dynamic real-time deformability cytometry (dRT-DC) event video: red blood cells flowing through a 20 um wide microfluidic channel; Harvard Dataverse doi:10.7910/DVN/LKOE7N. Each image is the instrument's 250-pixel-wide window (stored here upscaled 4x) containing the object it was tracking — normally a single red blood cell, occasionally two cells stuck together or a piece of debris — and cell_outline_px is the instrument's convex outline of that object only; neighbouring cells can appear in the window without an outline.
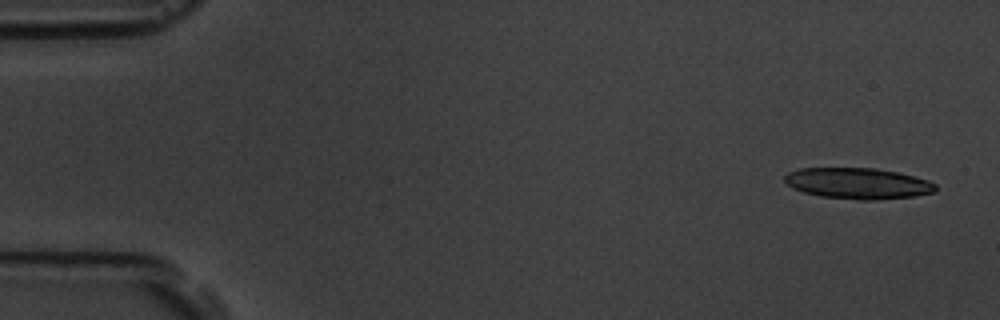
{"species": "common noctule bat (a hibernating species)", "species_latin": "Nyctalus noctula", "temperature_condition": "room temperature", "stored_images_in_passage": 3, "camera_frame_rate_fps": 3000, "um_per_image_px": 0.085, "animal": {"sex": "male", "body_mass_g": 19.5, "forearm_length_mm": 54.6}, "frame": {"image": 1, "passage_image": 1, "time_ms": 0.0, "image_size_px": [1000, 320], "cell_outline_px": [[936, 192], [916, 196], [876, 200], [856, 200], [820, 196], [804, 192], [792, 188], [784, 180], [784, 176], [788, 172], [800, 168], [876, 168], [896, 172], [928, 180], [936, 184]], "centroid_in_image_um": [72.92, 15.59], "position_along_channel_um": 12.1, "area_um2": 27.4}}